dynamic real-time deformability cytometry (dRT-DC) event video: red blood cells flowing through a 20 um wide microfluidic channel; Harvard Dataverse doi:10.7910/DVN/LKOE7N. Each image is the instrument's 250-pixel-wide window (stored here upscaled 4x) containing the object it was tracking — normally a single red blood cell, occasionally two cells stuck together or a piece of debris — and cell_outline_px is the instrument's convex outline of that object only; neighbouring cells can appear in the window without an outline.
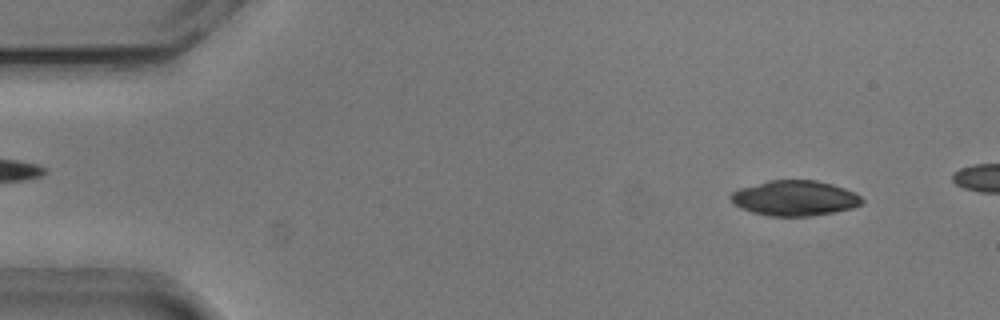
{"species": "common noctule bat (a hibernating species)", "species_latin": "Nyctalus noctula", "temperature_condition": "cold", "stored_images_in_passage": 8, "camera_frame_rate_fps": 3000, "um_per_image_px": 0.085, "animal": {"sex": "male", "body_mass_g": 20.5, "forearm_length_mm": 52.5}, "frame": {"image": 1, "passage_image": 4, "time_ms": 1.0, "image_size_px": [1000, 320], "cell_outline_px": [[864, 200], [860, 204], [852, 208], [812, 216], [768, 216], [752, 212], [740, 208], [732, 204], [728, 196], [732, 192], [740, 188], [768, 180], [816, 180], [832, 184], [844, 188], [860, 196]], "centroid_in_image_um": [67.49, 16.84], "position_along_channel_um": 17.5, "area_um2": 26.99}}